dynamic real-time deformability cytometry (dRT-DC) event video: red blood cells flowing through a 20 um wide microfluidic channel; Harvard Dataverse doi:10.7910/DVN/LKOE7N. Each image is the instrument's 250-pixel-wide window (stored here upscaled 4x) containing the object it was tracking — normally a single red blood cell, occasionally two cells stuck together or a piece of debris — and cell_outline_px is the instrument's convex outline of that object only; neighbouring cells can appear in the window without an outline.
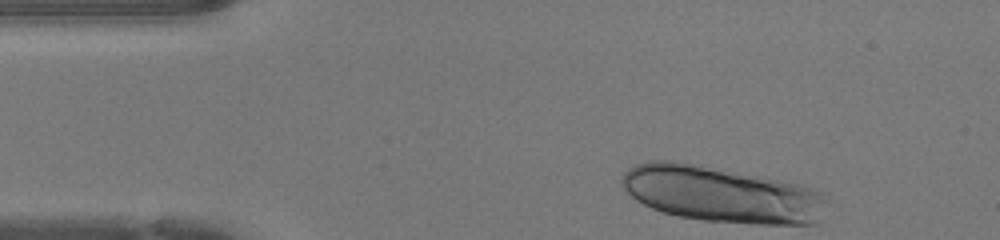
{"species": "human", "species_latin": "Homo sapiens", "temperature_condition": "warm", "stored_images_in_passage": 11, "camera_frame_rate_fps": 3000, "um_per_image_px": 0.085, "donor": {"sex": "female"}, "frame": {"image": 1, "passage_image": 1, "time_ms": 0.0, "image_size_px": [1000, 240], "cell_outline_px": [[824, 200], [816, 224], [756, 224], [704, 220], [680, 216], [664, 212], [652, 208], [636, 200], [620, 184], [620, 176], [628, 168], [636, 164], [648, 160], [672, 160], [696, 164], [804, 184], [820, 192]], "centroid_in_image_um": [61.26, 16.49], "position_along_channel_um": 23.7, "area_um2": 66.7}}